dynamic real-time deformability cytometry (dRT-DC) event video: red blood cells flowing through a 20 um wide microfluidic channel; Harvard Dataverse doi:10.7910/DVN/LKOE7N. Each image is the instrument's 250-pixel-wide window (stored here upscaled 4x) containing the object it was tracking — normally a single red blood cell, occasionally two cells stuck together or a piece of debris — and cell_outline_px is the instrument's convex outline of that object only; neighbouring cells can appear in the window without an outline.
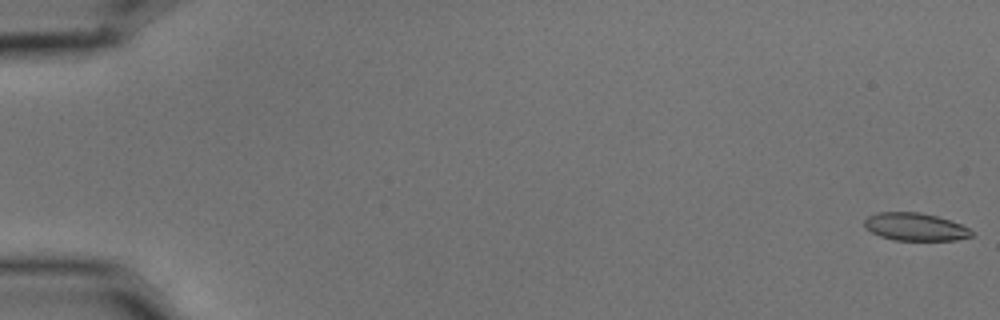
{"species": "common noctule bat (a hibernating species)", "species_latin": "Nyctalus noctula", "temperature_condition": "cold", "stored_images_in_passage": 23, "camera_frame_rate_fps": 3000, "um_per_image_px": 0.085, "animal": {"sex": "male", "body_mass_g": 15.6}, "frame": {"image": 1, "passage_image": 1, "time_ms": 0.0, "image_size_px": [1000, 320], "cell_outline_px": [[972, 236], [956, 240], [896, 240], [880, 236], [864, 228], [864, 220], [868, 216], [876, 212], [920, 212], [936, 216], [960, 224], [968, 228], [972, 232]], "centroid_in_image_um": [77.75, 19.27], "position_along_channel_um": 7.3, "area_um2": 17.22}}
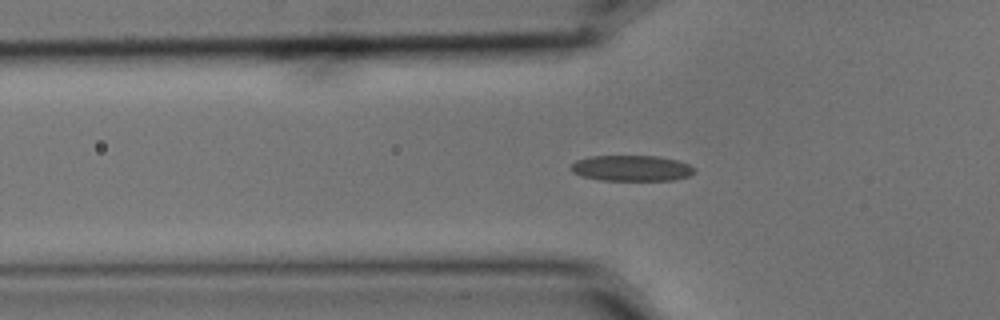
{"frame": {"image": 2, "passage_image": 20, "time_ms": 6.333, "image_size_px": [1000, 320], "cell_outline_px": [[696, 172], [688, 176], [672, 180], [600, 180], [584, 176], [572, 172], [568, 168], [576, 160], [588, 156], [656, 156], [676, 160], [688, 164], [696, 168]], "centroid_in_image_um": [53.67, 14.29], "position_along_channel_um": 72.1, "area_um2": 18.55}}
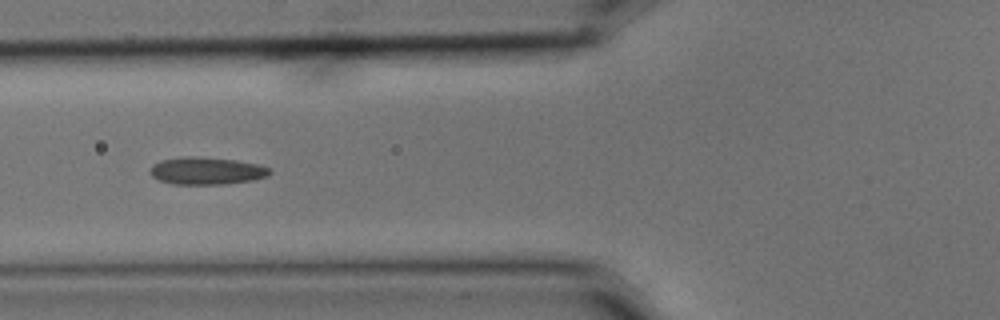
{"frame": {"image": 3, "passage_image": 23, "time_ms": 7.333, "image_size_px": [1000, 320], "cell_outline_px": [[272, 172], [268, 176], [252, 180], [224, 184], [172, 184], [160, 180], [152, 176], [152, 164], [160, 160], [180, 156], [196, 156], [236, 160], [256, 164], [268, 168]], "centroid_in_image_um": [17.54, 14.51], "position_along_channel_um": 108.3, "area_um2": 19.02}}